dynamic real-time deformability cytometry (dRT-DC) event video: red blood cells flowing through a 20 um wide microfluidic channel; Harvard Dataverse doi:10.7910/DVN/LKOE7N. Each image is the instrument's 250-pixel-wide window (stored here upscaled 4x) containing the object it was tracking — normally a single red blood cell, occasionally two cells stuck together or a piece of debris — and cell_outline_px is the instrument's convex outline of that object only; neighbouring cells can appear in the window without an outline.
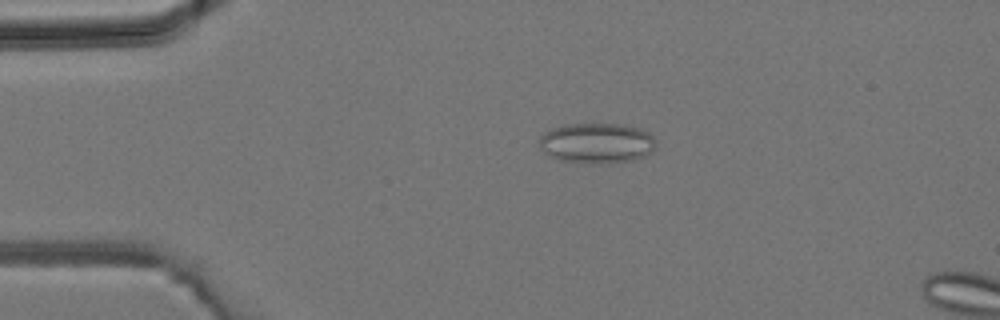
{"species": "common noctule bat (a hibernating species)", "species_latin": "Nyctalus noctula", "temperature_condition": "room temperature", "stored_images_in_passage": 12, "camera_frame_rate_fps": 3000, "um_per_image_px": 0.085, "animal": {"sex": "male", "body_mass_g": 19.2, "forearm_length_mm": 51.8}, "frame": {"image": 1, "passage_image": 9, "time_ms": 2.667, "image_size_px": [1000, 320], "cell_outline_px": [[656, 144], [652, 152], [644, 156], [632, 160], [604, 164], [564, 160], [552, 156], [544, 152], [540, 148], [540, 136], [544, 132], [552, 128], [564, 124], [620, 124], [640, 128], [648, 132], [656, 140]], "centroid_in_image_um": [50.75, 12.15], "position_along_channel_um": 34.2, "area_um2": 27.34}}